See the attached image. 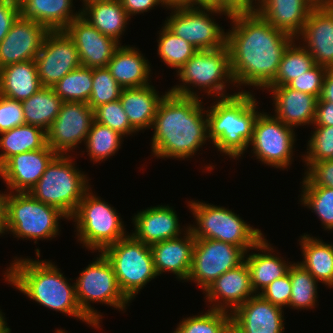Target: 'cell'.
Instances as JSON below:
<instances>
[{
  "instance_id": "d6a6232c",
  "label": "cell",
  "mask_w": 333,
  "mask_h": 333,
  "mask_svg": "<svg viewBox=\"0 0 333 333\" xmlns=\"http://www.w3.org/2000/svg\"><path fill=\"white\" fill-rule=\"evenodd\" d=\"M303 261H298L318 282L333 287V244L304 233L298 240Z\"/></svg>"
},
{
  "instance_id": "83f0119b",
  "label": "cell",
  "mask_w": 333,
  "mask_h": 333,
  "mask_svg": "<svg viewBox=\"0 0 333 333\" xmlns=\"http://www.w3.org/2000/svg\"><path fill=\"white\" fill-rule=\"evenodd\" d=\"M139 49L120 45L107 64L113 78L122 88L142 87L151 84V64Z\"/></svg>"
},
{
  "instance_id": "5bb4252c",
  "label": "cell",
  "mask_w": 333,
  "mask_h": 333,
  "mask_svg": "<svg viewBox=\"0 0 333 333\" xmlns=\"http://www.w3.org/2000/svg\"><path fill=\"white\" fill-rule=\"evenodd\" d=\"M245 254L241 247L230 243L195 239L187 282H195L204 292L223 273L242 264Z\"/></svg>"
},
{
  "instance_id": "f6af8a7d",
  "label": "cell",
  "mask_w": 333,
  "mask_h": 333,
  "mask_svg": "<svg viewBox=\"0 0 333 333\" xmlns=\"http://www.w3.org/2000/svg\"><path fill=\"white\" fill-rule=\"evenodd\" d=\"M94 121L110 127L125 137L137 131L130 125L120 100L102 104L94 109Z\"/></svg>"
},
{
  "instance_id": "d590c367",
  "label": "cell",
  "mask_w": 333,
  "mask_h": 333,
  "mask_svg": "<svg viewBox=\"0 0 333 333\" xmlns=\"http://www.w3.org/2000/svg\"><path fill=\"white\" fill-rule=\"evenodd\" d=\"M294 39L285 50L275 79L268 86H284L315 65L308 50Z\"/></svg>"
},
{
  "instance_id": "8fae6325",
  "label": "cell",
  "mask_w": 333,
  "mask_h": 333,
  "mask_svg": "<svg viewBox=\"0 0 333 333\" xmlns=\"http://www.w3.org/2000/svg\"><path fill=\"white\" fill-rule=\"evenodd\" d=\"M102 253L112 265L118 285L130 302L158 276L151 247L131 234L105 248Z\"/></svg>"
},
{
  "instance_id": "4dcf8cb0",
  "label": "cell",
  "mask_w": 333,
  "mask_h": 333,
  "mask_svg": "<svg viewBox=\"0 0 333 333\" xmlns=\"http://www.w3.org/2000/svg\"><path fill=\"white\" fill-rule=\"evenodd\" d=\"M43 86L35 60H28L0 68V95L22 102Z\"/></svg>"
},
{
  "instance_id": "8992f818",
  "label": "cell",
  "mask_w": 333,
  "mask_h": 333,
  "mask_svg": "<svg viewBox=\"0 0 333 333\" xmlns=\"http://www.w3.org/2000/svg\"><path fill=\"white\" fill-rule=\"evenodd\" d=\"M73 159L70 154L57 155L28 192L36 200L59 209L69 220L91 188L90 179L76 168Z\"/></svg>"
},
{
  "instance_id": "4fadbf2b",
  "label": "cell",
  "mask_w": 333,
  "mask_h": 333,
  "mask_svg": "<svg viewBox=\"0 0 333 333\" xmlns=\"http://www.w3.org/2000/svg\"><path fill=\"white\" fill-rule=\"evenodd\" d=\"M294 130L275 116L261 112L255 121L249 143L253 147L251 153L264 165L287 169L294 160L293 148L297 140Z\"/></svg>"
},
{
  "instance_id": "816d5d0a",
  "label": "cell",
  "mask_w": 333,
  "mask_h": 333,
  "mask_svg": "<svg viewBox=\"0 0 333 333\" xmlns=\"http://www.w3.org/2000/svg\"><path fill=\"white\" fill-rule=\"evenodd\" d=\"M123 8L127 12L128 16H135L149 10L154 9L155 6H162L165 8L162 0H120Z\"/></svg>"
},
{
  "instance_id": "f907efd6",
  "label": "cell",
  "mask_w": 333,
  "mask_h": 333,
  "mask_svg": "<svg viewBox=\"0 0 333 333\" xmlns=\"http://www.w3.org/2000/svg\"><path fill=\"white\" fill-rule=\"evenodd\" d=\"M19 15L20 6L18 1L0 0V42L7 35Z\"/></svg>"
},
{
  "instance_id": "1f68e13d",
  "label": "cell",
  "mask_w": 333,
  "mask_h": 333,
  "mask_svg": "<svg viewBox=\"0 0 333 333\" xmlns=\"http://www.w3.org/2000/svg\"><path fill=\"white\" fill-rule=\"evenodd\" d=\"M81 16L103 35L120 42L130 17L120 0L95 2L82 8Z\"/></svg>"
},
{
  "instance_id": "836d02e7",
  "label": "cell",
  "mask_w": 333,
  "mask_h": 333,
  "mask_svg": "<svg viewBox=\"0 0 333 333\" xmlns=\"http://www.w3.org/2000/svg\"><path fill=\"white\" fill-rule=\"evenodd\" d=\"M47 146L46 131L24 124L0 133V167L13 155L43 149Z\"/></svg>"
},
{
  "instance_id": "91938a15",
  "label": "cell",
  "mask_w": 333,
  "mask_h": 333,
  "mask_svg": "<svg viewBox=\"0 0 333 333\" xmlns=\"http://www.w3.org/2000/svg\"><path fill=\"white\" fill-rule=\"evenodd\" d=\"M4 315L5 314L0 311V333H11V329L7 325V320Z\"/></svg>"
},
{
  "instance_id": "60d3db41",
  "label": "cell",
  "mask_w": 333,
  "mask_h": 333,
  "mask_svg": "<svg viewBox=\"0 0 333 333\" xmlns=\"http://www.w3.org/2000/svg\"><path fill=\"white\" fill-rule=\"evenodd\" d=\"M231 330V313L208 309L204 314L183 318L173 333H229Z\"/></svg>"
},
{
  "instance_id": "ee69618b",
  "label": "cell",
  "mask_w": 333,
  "mask_h": 333,
  "mask_svg": "<svg viewBox=\"0 0 333 333\" xmlns=\"http://www.w3.org/2000/svg\"><path fill=\"white\" fill-rule=\"evenodd\" d=\"M310 140L307 143V152L303 162L308 168L312 163L319 161H333V126H313Z\"/></svg>"
},
{
  "instance_id": "11a10c76",
  "label": "cell",
  "mask_w": 333,
  "mask_h": 333,
  "mask_svg": "<svg viewBox=\"0 0 333 333\" xmlns=\"http://www.w3.org/2000/svg\"><path fill=\"white\" fill-rule=\"evenodd\" d=\"M320 98L323 101L333 102V68L327 69Z\"/></svg>"
},
{
  "instance_id": "44dd1931",
  "label": "cell",
  "mask_w": 333,
  "mask_h": 333,
  "mask_svg": "<svg viewBox=\"0 0 333 333\" xmlns=\"http://www.w3.org/2000/svg\"><path fill=\"white\" fill-rule=\"evenodd\" d=\"M283 313V308L256 294L231 314L232 330L235 333H282L285 330Z\"/></svg>"
},
{
  "instance_id": "f546056e",
  "label": "cell",
  "mask_w": 333,
  "mask_h": 333,
  "mask_svg": "<svg viewBox=\"0 0 333 333\" xmlns=\"http://www.w3.org/2000/svg\"><path fill=\"white\" fill-rule=\"evenodd\" d=\"M20 15L44 25L49 31L64 30L81 15L74 12L73 0H20ZM74 12V13H73Z\"/></svg>"
},
{
  "instance_id": "52a82bcc",
  "label": "cell",
  "mask_w": 333,
  "mask_h": 333,
  "mask_svg": "<svg viewBox=\"0 0 333 333\" xmlns=\"http://www.w3.org/2000/svg\"><path fill=\"white\" fill-rule=\"evenodd\" d=\"M187 203L195 218L196 225H188L195 239L223 241L247 252L264 236L228 208L194 200Z\"/></svg>"
},
{
  "instance_id": "680465c9",
  "label": "cell",
  "mask_w": 333,
  "mask_h": 333,
  "mask_svg": "<svg viewBox=\"0 0 333 333\" xmlns=\"http://www.w3.org/2000/svg\"><path fill=\"white\" fill-rule=\"evenodd\" d=\"M192 8L218 9V0H192Z\"/></svg>"
},
{
  "instance_id": "277c9868",
  "label": "cell",
  "mask_w": 333,
  "mask_h": 333,
  "mask_svg": "<svg viewBox=\"0 0 333 333\" xmlns=\"http://www.w3.org/2000/svg\"><path fill=\"white\" fill-rule=\"evenodd\" d=\"M214 100L206 109L208 139L220 154L237 160L252 139L255 121L261 113L258 112V101L253 93L242 88L232 96Z\"/></svg>"
},
{
  "instance_id": "30bf717a",
  "label": "cell",
  "mask_w": 333,
  "mask_h": 333,
  "mask_svg": "<svg viewBox=\"0 0 333 333\" xmlns=\"http://www.w3.org/2000/svg\"><path fill=\"white\" fill-rule=\"evenodd\" d=\"M79 273L75 283L77 303L83 314L91 321L100 324L101 312L91 306V303H104L119 311L127 309L130 301L121 291L115 272L102 252ZM95 309V310H94Z\"/></svg>"
},
{
  "instance_id": "e0dca14e",
  "label": "cell",
  "mask_w": 333,
  "mask_h": 333,
  "mask_svg": "<svg viewBox=\"0 0 333 333\" xmlns=\"http://www.w3.org/2000/svg\"><path fill=\"white\" fill-rule=\"evenodd\" d=\"M48 32L44 25L19 15L0 42V68L35 60Z\"/></svg>"
},
{
  "instance_id": "cb8c5ba5",
  "label": "cell",
  "mask_w": 333,
  "mask_h": 333,
  "mask_svg": "<svg viewBox=\"0 0 333 333\" xmlns=\"http://www.w3.org/2000/svg\"><path fill=\"white\" fill-rule=\"evenodd\" d=\"M265 89L272 93L275 105L273 116L282 123L293 128L314 124L318 98L287 85L267 86Z\"/></svg>"
},
{
  "instance_id": "ba28073f",
  "label": "cell",
  "mask_w": 333,
  "mask_h": 333,
  "mask_svg": "<svg viewBox=\"0 0 333 333\" xmlns=\"http://www.w3.org/2000/svg\"><path fill=\"white\" fill-rule=\"evenodd\" d=\"M70 219L76 222L74 232L77 231L78 242L92 250V253L102 252L128 235L117 210L96 196L91 188L84 194Z\"/></svg>"
},
{
  "instance_id": "be15d7a7",
  "label": "cell",
  "mask_w": 333,
  "mask_h": 333,
  "mask_svg": "<svg viewBox=\"0 0 333 333\" xmlns=\"http://www.w3.org/2000/svg\"><path fill=\"white\" fill-rule=\"evenodd\" d=\"M325 7H333V0H325Z\"/></svg>"
},
{
  "instance_id": "3957f363",
  "label": "cell",
  "mask_w": 333,
  "mask_h": 333,
  "mask_svg": "<svg viewBox=\"0 0 333 333\" xmlns=\"http://www.w3.org/2000/svg\"><path fill=\"white\" fill-rule=\"evenodd\" d=\"M3 274L8 284L37 304L78 318L95 329L101 327L83 314L76 300L75 283L71 285L54 263L48 260L15 257Z\"/></svg>"
},
{
  "instance_id": "6125c7cd",
  "label": "cell",
  "mask_w": 333,
  "mask_h": 333,
  "mask_svg": "<svg viewBox=\"0 0 333 333\" xmlns=\"http://www.w3.org/2000/svg\"><path fill=\"white\" fill-rule=\"evenodd\" d=\"M315 6H325V0H310Z\"/></svg>"
},
{
  "instance_id": "603a6c76",
  "label": "cell",
  "mask_w": 333,
  "mask_h": 333,
  "mask_svg": "<svg viewBox=\"0 0 333 333\" xmlns=\"http://www.w3.org/2000/svg\"><path fill=\"white\" fill-rule=\"evenodd\" d=\"M178 218L174 208L169 205L151 206L132 217L135 231L130 234L148 246L173 239L183 235L189 228L187 226L182 230Z\"/></svg>"
},
{
  "instance_id": "e7e4bbea",
  "label": "cell",
  "mask_w": 333,
  "mask_h": 333,
  "mask_svg": "<svg viewBox=\"0 0 333 333\" xmlns=\"http://www.w3.org/2000/svg\"><path fill=\"white\" fill-rule=\"evenodd\" d=\"M55 333H67V332L65 331V329H64V330H62V329H57V330L55 331Z\"/></svg>"
},
{
  "instance_id": "f35d334b",
  "label": "cell",
  "mask_w": 333,
  "mask_h": 333,
  "mask_svg": "<svg viewBox=\"0 0 333 333\" xmlns=\"http://www.w3.org/2000/svg\"><path fill=\"white\" fill-rule=\"evenodd\" d=\"M159 32L158 51L161 62L176 71L181 68L198 49L184 39L178 37L165 24Z\"/></svg>"
},
{
  "instance_id": "c3c4849f",
  "label": "cell",
  "mask_w": 333,
  "mask_h": 333,
  "mask_svg": "<svg viewBox=\"0 0 333 333\" xmlns=\"http://www.w3.org/2000/svg\"><path fill=\"white\" fill-rule=\"evenodd\" d=\"M290 267L288 273L282 278L275 279L266 286L259 295L266 301L271 302L281 308L289 307L291 298Z\"/></svg>"
},
{
  "instance_id": "681fc988",
  "label": "cell",
  "mask_w": 333,
  "mask_h": 333,
  "mask_svg": "<svg viewBox=\"0 0 333 333\" xmlns=\"http://www.w3.org/2000/svg\"><path fill=\"white\" fill-rule=\"evenodd\" d=\"M24 124L21 102L0 95V133Z\"/></svg>"
},
{
  "instance_id": "ffe728a7",
  "label": "cell",
  "mask_w": 333,
  "mask_h": 333,
  "mask_svg": "<svg viewBox=\"0 0 333 333\" xmlns=\"http://www.w3.org/2000/svg\"><path fill=\"white\" fill-rule=\"evenodd\" d=\"M203 293L210 309L233 313L241 304L255 296L246 262L218 277ZM213 304V305H212Z\"/></svg>"
},
{
  "instance_id": "ac0fdd59",
  "label": "cell",
  "mask_w": 333,
  "mask_h": 333,
  "mask_svg": "<svg viewBox=\"0 0 333 333\" xmlns=\"http://www.w3.org/2000/svg\"><path fill=\"white\" fill-rule=\"evenodd\" d=\"M56 156L48 145L43 149L13 155L0 167V178L9 192L28 193Z\"/></svg>"
},
{
  "instance_id": "b9f144b4",
  "label": "cell",
  "mask_w": 333,
  "mask_h": 333,
  "mask_svg": "<svg viewBox=\"0 0 333 333\" xmlns=\"http://www.w3.org/2000/svg\"><path fill=\"white\" fill-rule=\"evenodd\" d=\"M301 204L317 214L324 230H333V188L302 187Z\"/></svg>"
},
{
  "instance_id": "6da1fadb",
  "label": "cell",
  "mask_w": 333,
  "mask_h": 333,
  "mask_svg": "<svg viewBox=\"0 0 333 333\" xmlns=\"http://www.w3.org/2000/svg\"><path fill=\"white\" fill-rule=\"evenodd\" d=\"M229 19L232 27L226 32V46L237 89L247 85L265 90L295 38L275 29L256 11L233 13Z\"/></svg>"
},
{
  "instance_id": "2e32d148",
  "label": "cell",
  "mask_w": 333,
  "mask_h": 333,
  "mask_svg": "<svg viewBox=\"0 0 333 333\" xmlns=\"http://www.w3.org/2000/svg\"><path fill=\"white\" fill-rule=\"evenodd\" d=\"M35 62L41 85L50 88L66 74L82 66L74 41L64 30L46 34Z\"/></svg>"
},
{
  "instance_id": "f5cc1de1",
  "label": "cell",
  "mask_w": 333,
  "mask_h": 333,
  "mask_svg": "<svg viewBox=\"0 0 333 333\" xmlns=\"http://www.w3.org/2000/svg\"><path fill=\"white\" fill-rule=\"evenodd\" d=\"M253 2L254 0H218V10L227 11L229 14L254 12L257 3Z\"/></svg>"
},
{
  "instance_id": "484cf974",
  "label": "cell",
  "mask_w": 333,
  "mask_h": 333,
  "mask_svg": "<svg viewBox=\"0 0 333 333\" xmlns=\"http://www.w3.org/2000/svg\"><path fill=\"white\" fill-rule=\"evenodd\" d=\"M314 7L310 0H260L255 11L275 29L296 38Z\"/></svg>"
},
{
  "instance_id": "f1b7e54d",
  "label": "cell",
  "mask_w": 333,
  "mask_h": 333,
  "mask_svg": "<svg viewBox=\"0 0 333 333\" xmlns=\"http://www.w3.org/2000/svg\"><path fill=\"white\" fill-rule=\"evenodd\" d=\"M155 87L145 85L142 87L123 88L120 102L128 116L130 125L137 131L150 129L160 101L168 93L158 95Z\"/></svg>"
},
{
  "instance_id": "8d00e7d4",
  "label": "cell",
  "mask_w": 333,
  "mask_h": 333,
  "mask_svg": "<svg viewBox=\"0 0 333 333\" xmlns=\"http://www.w3.org/2000/svg\"><path fill=\"white\" fill-rule=\"evenodd\" d=\"M124 136L110 127L93 121L85 140L87 155L93 164L107 160L120 149Z\"/></svg>"
},
{
  "instance_id": "9c48e42d",
  "label": "cell",
  "mask_w": 333,
  "mask_h": 333,
  "mask_svg": "<svg viewBox=\"0 0 333 333\" xmlns=\"http://www.w3.org/2000/svg\"><path fill=\"white\" fill-rule=\"evenodd\" d=\"M68 217L25 192L6 194V233L24 240H52L59 235L60 219Z\"/></svg>"
},
{
  "instance_id": "9a60e30c",
  "label": "cell",
  "mask_w": 333,
  "mask_h": 333,
  "mask_svg": "<svg viewBox=\"0 0 333 333\" xmlns=\"http://www.w3.org/2000/svg\"><path fill=\"white\" fill-rule=\"evenodd\" d=\"M93 121L94 110L87 103L63 102L57 118L46 131L47 145L57 155L71 154L79 144H85Z\"/></svg>"
},
{
  "instance_id": "7bdbcfd3",
  "label": "cell",
  "mask_w": 333,
  "mask_h": 333,
  "mask_svg": "<svg viewBox=\"0 0 333 333\" xmlns=\"http://www.w3.org/2000/svg\"><path fill=\"white\" fill-rule=\"evenodd\" d=\"M122 87L113 78L107 67L92 69V92L87 102L94 110L96 107L120 98Z\"/></svg>"
},
{
  "instance_id": "6f0895ef",
  "label": "cell",
  "mask_w": 333,
  "mask_h": 333,
  "mask_svg": "<svg viewBox=\"0 0 333 333\" xmlns=\"http://www.w3.org/2000/svg\"><path fill=\"white\" fill-rule=\"evenodd\" d=\"M167 10L171 8L192 7V0H162Z\"/></svg>"
},
{
  "instance_id": "db71d44e",
  "label": "cell",
  "mask_w": 333,
  "mask_h": 333,
  "mask_svg": "<svg viewBox=\"0 0 333 333\" xmlns=\"http://www.w3.org/2000/svg\"><path fill=\"white\" fill-rule=\"evenodd\" d=\"M314 126H333V102L318 98Z\"/></svg>"
},
{
  "instance_id": "4316f807",
  "label": "cell",
  "mask_w": 333,
  "mask_h": 333,
  "mask_svg": "<svg viewBox=\"0 0 333 333\" xmlns=\"http://www.w3.org/2000/svg\"><path fill=\"white\" fill-rule=\"evenodd\" d=\"M263 236L262 239L250 250L260 251V253L246 252L244 261L249 272L253 291L259 294L266 286L275 279L282 278L288 273L292 262H287L284 258L276 255L270 242ZM262 252V253H261ZM249 253V254H248ZM289 263V264H288ZM260 290V291H259Z\"/></svg>"
},
{
  "instance_id": "7a4b0ae2",
  "label": "cell",
  "mask_w": 333,
  "mask_h": 333,
  "mask_svg": "<svg viewBox=\"0 0 333 333\" xmlns=\"http://www.w3.org/2000/svg\"><path fill=\"white\" fill-rule=\"evenodd\" d=\"M202 99L167 93L160 101L151 129V152L157 158H193L208 139Z\"/></svg>"
},
{
  "instance_id": "94428289",
  "label": "cell",
  "mask_w": 333,
  "mask_h": 333,
  "mask_svg": "<svg viewBox=\"0 0 333 333\" xmlns=\"http://www.w3.org/2000/svg\"><path fill=\"white\" fill-rule=\"evenodd\" d=\"M81 1V0H80ZM83 2V8L89 4L95 3V2H102V1H110V0H82Z\"/></svg>"
},
{
  "instance_id": "e575fe53",
  "label": "cell",
  "mask_w": 333,
  "mask_h": 333,
  "mask_svg": "<svg viewBox=\"0 0 333 333\" xmlns=\"http://www.w3.org/2000/svg\"><path fill=\"white\" fill-rule=\"evenodd\" d=\"M62 103L53 88L43 86L21 102L25 124L38 126L47 131L57 118Z\"/></svg>"
},
{
  "instance_id": "7402d4cb",
  "label": "cell",
  "mask_w": 333,
  "mask_h": 333,
  "mask_svg": "<svg viewBox=\"0 0 333 333\" xmlns=\"http://www.w3.org/2000/svg\"><path fill=\"white\" fill-rule=\"evenodd\" d=\"M295 39L303 41L315 64L333 68V7L315 6Z\"/></svg>"
},
{
  "instance_id": "ab89813d",
  "label": "cell",
  "mask_w": 333,
  "mask_h": 333,
  "mask_svg": "<svg viewBox=\"0 0 333 333\" xmlns=\"http://www.w3.org/2000/svg\"><path fill=\"white\" fill-rule=\"evenodd\" d=\"M52 88L63 102L87 103L92 92V68L80 66L66 74Z\"/></svg>"
},
{
  "instance_id": "d4e9b609",
  "label": "cell",
  "mask_w": 333,
  "mask_h": 333,
  "mask_svg": "<svg viewBox=\"0 0 333 333\" xmlns=\"http://www.w3.org/2000/svg\"><path fill=\"white\" fill-rule=\"evenodd\" d=\"M194 244L195 238L188 228L183 236L151 245L158 276L164 272H171L176 275L177 279L187 281L192 264Z\"/></svg>"
},
{
  "instance_id": "74e56055",
  "label": "cell",
  "mask_w": 333,
  "mask_h": 333,
  "mask_svg": "<svg viewBox=\"0 0 333 333\" xmlns=\"http://www.w3.org/2000/svg\"><path fill=\"white\" fill-rule=\"evenodd\" d=\"M290 281L292 288L289 307L296 310L314 309L318 301V281L298 262L291 263Z\"/></svg>"
},
{
  "instance_id": "7dc6e473",
  "label": "cell",
  "mask_w": 333,
  "mask_h": 333,
  "mask_svg": "<svg viewBox=\"0 0 333 333\" xmlns=\"http://www.w3.org/2000/svg\"><path fill=\"white\" fill-rule=\"evenodd\" d=\"M302 187H330L333 188V161H319L312 163L304 172Z\"/></svg>"
},
{
  "instance_id": "bcb514c9",
  "label": "cell",
  "mask_w": 333,
  "mask_h": 333,
  "mask_svg": "<svg viewBox=\"0 0 333 333\" xmlns=\"http://www.w3.org/2000/svg\"><path fill=\"white\" fill-rule=\"evenodd\" d=\"M327 69L326 67L315 64L307 72L291 80L287 86L320 98Z\"/></svg>"
},
{
  "instance_id": "d6986e66",
  "label": "cell",
  "mask_w": 333,
  "mask_h": 333,
  "mask_svg": "<svg viewBox=\"0 0 333 333\" xmlns=\"http://www.w3.org/2000/svg\"><path fill=\"white\" fill-rule=\"evenodd\" d=\"M64 31L74 41L82 66L104 68L121 45L114 38L103 35L81 15L75 18Z\"/></svg>"
},
{
  "instance_id": "7c38bea8",
  "label": "cell",
  "mask_w": 333,
  "mask_h": 333,
  "mask_svg": "<svg viewBox=\"0 0 333 333\" xmlns=\"http://www.w3.org/2000/svg\"><path fill=\"white\" fill-rule=\"evenodd\" d=\"M215 14L230 17L227 11L212 8H171L164 24L198 50H215L226 45V32L214 21Z\"/></svg>"
},
{
  "instance_id": "9f6ffc18",
  "label": "cell",
  "mask_w": 333,
  "mask_h": 333,
  "mask_svg": "<svg viewBox=\"0 0 333 333\" xmlns=\"http://www.w3.org/2000/svg\"><path fill=\"white\" fill-rule=\"evenodd\" d=\"M0 193V235L6 232V194Z\"/></svg>"
},
{
  "instance_id": "5b68a950",
  "label": "cell",
  "mask_w": 333,
  "mask_h": 333,
  "mask_svg": "<svg viewBox=\"0 0 333 333\" xmlns=\"http://www.w3.org/2000/svg\"><path fill=\"white\" fill-rule=\"evenodd\" d=\"M176 73L182 84L168 90L174 95L202 99L197 95L198 91H194V87L200 91L203 89L207 96L225 98L232 96L226 93L227 86L231 84L236 87L226 45L215 50H198ZM227 83L229 84L226 85Z\"/></svg>"
}]
</instances>
